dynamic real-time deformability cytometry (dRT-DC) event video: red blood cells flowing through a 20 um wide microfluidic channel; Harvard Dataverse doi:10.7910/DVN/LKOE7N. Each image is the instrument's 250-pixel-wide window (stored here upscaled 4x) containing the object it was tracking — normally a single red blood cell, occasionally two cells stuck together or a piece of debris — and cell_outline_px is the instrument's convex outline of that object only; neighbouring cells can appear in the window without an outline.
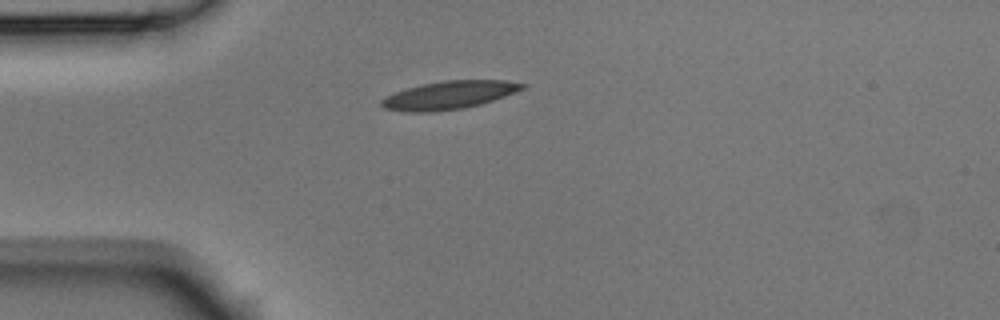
{"species": "Egyptian fruit bat (a non-hibernating species)", "species_latin": "Rousettus aegyptiacus", "temperature_condition": "room temperature", "stored_images_in_passage": 1, "camera_frame_rate_fps": 3000, "um_per_image_px": 0.085, "animal": {"sex": "male"}, "frame": {"image": 1, "passage_image": 1, "time_ms": 0.0, "image_size_px": [1000, 320], "cell_outline_px": [[528, 84], [524, 88], [516, 92], [480, 104], [464, 108], [432, 112], [404, 112], [384, 108], [380, 104], [380, 100], [384, 96], [408, 88], [424, 84], [444, 80], [504, 80]], "centroid_in_image_um": [38.15, 8.09], "position_along_channel_um": 46.8, "area_um2": 23.0}}